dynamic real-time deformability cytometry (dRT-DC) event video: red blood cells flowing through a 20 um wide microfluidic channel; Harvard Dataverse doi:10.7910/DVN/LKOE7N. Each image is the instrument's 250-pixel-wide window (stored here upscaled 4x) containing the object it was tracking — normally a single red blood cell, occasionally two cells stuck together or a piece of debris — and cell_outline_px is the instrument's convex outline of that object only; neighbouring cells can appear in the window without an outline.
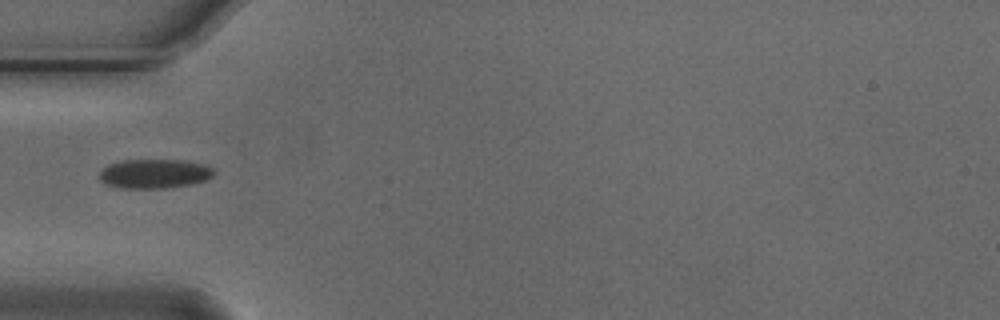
{"species": "Egyptian fruit bat (a non-hibernating species)", "species_latin": "Rousettus aegyptiacus", "temperature_condition": "cold", "stored_images_in_passage": 1, "camera_frame_rate_fps": 3000, "um_per_image_px": 0.085, "animal": {"sex": "male"}, "frame": {"image": 1, "passage_image": 1, "time_ms": 0.0, "image_size_px": [1000, 320], "cell_outline_px": [[216, 172], [212, 176], [204, 180], [192, 184], [164, 188], [120, 188], [108, 184], [100, 180], [100, 172], [108, 164], [124, 160], [184, 160], [204, 164], [212, 168]], "centroid_in_image_um": [13.14, 14.76], "position_along_channel_um": 71.9, "area_um2": 19.42}}